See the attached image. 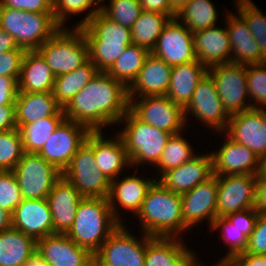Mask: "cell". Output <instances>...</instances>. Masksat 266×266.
Masks as SVG:
<instances>
[{
	"label": "cell",
	"instance_id": "obj_1",
	"mask_svg": "<svg viewBox=\"0 0 266 266\" xmlns=\"http://www.w3.org/2000/svg\"><path fill=\"white\" fill-rule=\"evenodd\" d=\"M128 88L106 72H99L63 108L65 118L90 132L119 124L129 110Z\"/></svg>",
	"mask_w": 266,
	"mask_h": 266
},
{
	"label": "cell",
	"instance_id": "obj_2",
	"mask_svg": "<svg viewBox=\"0 0 266 266\" xmlns=\"http://www.w3.org/2000/svg\"><path fill=\"white\" fill-rule=\"evenodd\" d=\"M135 217L139 218L142 233L149 236L180 237L189 229L182 217L181 194L164 188L157 180Z\"/></svg>",
	"mask_w": 266,
	"mask_h": 266
},
{
	"label": "cell",
	"instance_id": "obj_3",
	"mask_svg": "<svg viewBox=\"0 0 266 266\" xmlns=\"http://www.w3.org/2000/svg\"><path fill=\"white\" fill-rule=\"evenodd\" d=\"M119 225L107 198L83 197L66 235L78 246L95 255Z\"/></svg>",
	"mask_w": 266,
	"mask_h": 266
},
{
	"label": "cell",
	"instance_id": "obj_4",
	"mask_svg": "<svg viewBox=\"0 0 266 266\" xmlns=\"http://www.w3.org/2000/svg\"><path fill=\"white\" fill-rule=\"evenodd\" d=\"M119 123H124V127L117 134L124 142L131 166L151 164L155 167L171 134L141 121L130 110Z\"/></svg>",
	"mask_w": 266,
	"mask_h": 266
},
{
	"label": "cell",
	"instance_id": "obj_5",
	"mask_svg": "<svg viewBox=\"0 0 266 266\" xmlns=\"http://www.w3.org/2000/svg\"><path fill=\"white\" fill-rule=\"evenodd\" d=\"M0 28L12 36L19 48L37 50L59 28L53 13H36L0 7Z\"/></svg>",
	"mask_w": 266,
	"mask_h": 266
},
{
	"label": "cell",
	"instance_id": "obj_6",
	"mask_svg": "<svg viewBox=\"0 0 266 266\" xmlns=\"http://www.w3.org/2000/svg\"><path fill=\"white\" fill-rule=\"evenodd\" d=\"M37 51L55 77L70 73L89 60L87 40L80 27H60Z\"/></svg>",
	"mask_w": 266,
	"mask_h": 266
},
{
	"label": "cell",
	"instance_id": "obj_7",
	"mask_svg": "<svg viewBox=\"0 0 266 266\" xmlns=\"http://www.w3.org/2000/svg\"><path fill=\"white\" fill-rule=\"evenodd\" d=\"M95 162L93 132H90L62 172V177L68 180L83 197L107 198L111 181L99 171Z\"/></svg>",
	"mask_w": 266,
	"mask_h": 266
},
{
	"label": "cell",
	"instance_id": "obj_8",
	"mask_svg": "<svg viewBox=\"0 0 266 266\" xmlns=\"http://www.w3.org/2000/svg\"><path fill=\"white\" fill-rule=\"evenodd\" d=\"M126 226L120 224L103 242L94 255V266H144L146 243L152 236L142 233L139 240Z\"/></svg>",
	"mask_w": 266,
	"mask_h": 266
},
{
	"label": "cell",
	"instance_id": "obj_9",
	"mask_svg": "<svg viewBox=\"0 0 266 266\" xmlns=\"http://www.w3.org/2000/svg\"><path fill=\"white\" fill-rule=\"evenodd\" d=\"M23 199H44L62 177L54 165L35 153H24L12 170Z\"/></svg>",
	"mask_w": 266,
	"mask_h": 266
},
{
	"label": "cell",
	"instance_id": "obj_10",
	"mask_svg": "<svg viewBox=\"0 0 266 266\" xmlns=\"http://www.w3.org/2000/svg\"><path fill=\"white\" fill-rule=\"evenodd\" d=\"M207 73L213 78L223 107L229 115L252 108L247 89V65L217 64L209 67Z\"/></svg>",
	"mask_w": 266,
	"mask_h": 266
},
{
	"label": "cell",
	"instance_id": "obj_11",
	"mask_svg": "<svg viewBox=\"0 0 266 266\" xmlns=\"http://www.w3.org/2000/svg\"><path fill=\"white\" fill-rule=\"evenodd\" d=\"M129 101V110L138 119L157 129L172 135L186 128L184 109L166 95L129 98Z\"/></svg>",
	"mask_w": 266,
	"mask_h": 266
},
{
	"label": "cell",
	"instance_id": "obj_12",
	"mask_svg": "<svg viewBox=\"0 0 266 266\" xmlns=\"http://www.w3.org/2000/svg\"><path fill=\"white\" fill-rule=\"evenodd\" d=\"M184 113L186 125L188 118L194 116L201 124L213 129L214 133L222 134L226 130L230 115L224 109L213 78L208 73L197 84Z\"/></svg>",
	"mask_w": 266,
	"mask_h": 266
},
{
	"label": "cell",
	"instance_id": "obj_13",
	"mask_svg": "<svg viewBox=\"0 0 266 266\" xmlns=\"http://www.w3.org/2000/svg\"><path fill=\"white\" fill-rule=\"evenodd\" d=\"M89 133L85 126L65 118L37 154L63 172Z\"/></svg>",
	"mask_w": 266,
	"mask_h": 266
},
{
	"label": "cell",
	"instance_id": "obj_14",
	"mask_svg": "<svg viewBox=\"0 0 266 266\" xmlns=\"http://www.w3.org/2000/svg\"><path fill=\"white\" fill-rule=\"evenodd\" d=\"M217 217L255 208L256 175H222L216 176Z\"/></svg>",
	"mask_w": 266,
	"mask_h": 266
},
{
	"label": "cell",
	"instance_id": "obj_15",
	"mask_svg": "<svg viewBox=\"0 0 266 266\" xmlns=\"http://www.w3.org/2000/svg\"><path fill=\"white\" fill-rule=\"evenodd\" d=\"M224 133L261 159L266 154V109L251 108L230 115Z\"/></svg>",
	"mask_w": 266,
	"mask_h": 266
},
{
	"label": "cell",
	"instance_id": "obj_16",
	"mask_svg": "<svg viewBox=\"0 0 266 266\" xmlns=\"http://www.w3.org/2000/svg\"><path fill=\"white\" fill-rule=\"evenodd\" d=\"M151 54L171 67L197 60L193 33L176 17L171 18L158 37Z\"/></svg>",
	"mask_w": 266,
	"mask_h": 266
},
{
	"label": "cell",
	"instance_id": "obj_17",
	"mask_svg": "<svg viewBox=\"0 0 266 266\" xmlns=\"http://www.w3.org/2000/svg\"><path fill=\"white\" fill-rule=\"evenodd\" d=\"M258 213L255 208H251L214 219L209 229L221 231V240L229 247L221 261L230 262L235 256L246 252L248 238L255 228Z\"/></svg>",
	"mask_w": 266,
	"mask_h": 266
},
{
	"label": "cell",
	"instance_id": "obj_18",
	"mask_svg": "<svg viewBox=\"0 0 266 266\" xmlns=\"http://www.w3.org/2000/svg\"><path fill=\"white\" fill-rule=\"evenodd\" d=\"M218 180L215 175L207 181L181 194L184 224L192 230L197 224L207 221L209 228L217 217ZM206 219V220H205Z\"/></svg>",
	"mask_w": 266,
	"mask_h": 266
},
{
	"label": "cell",
	"instance_id": "obj_19",
	"mask_svg": "<svg viewBox=\"0 0 266 266\" xmlns=\"http://www.w3.org/2000/svg\"><path fill=\"white\" fill-rule=\"evenodd\" d=\"M213 176L211 152L198 154L184 164L163 172L156 180L168 190L183 194Z\"/></svg>",
	"mask_w": 266,
	"mask_h": 266
},
{
	"label": "cell",
	"instance_id": "obj_20",
	"mask_svg": "<svg viewBox=\"0 0 266 266\" xmlns=\"http://www.w3.org/2000/svg\"><path fill=\"white\" fill-rule=\"evenodd\" d=\"M138 168L134 169L133 175L124 176L121 180L118 178L111 181L110 191L107 197L113 216L120 223L124 224L119 213V209L129 210L134 216L139 212L142 202L146 197L147 191L156 181V178H140ZM118 206L120 208H118ZM118 208V209H117ZM123 222V223H122Z\"/></svg>",
	"mask_w": 266,
	"mask_h": 266
},
{
	"label": "cell",
	"instance_id": "obj_21",
	"mask_svg": "<svg viewBox=\"0 0 266 266\" xmlns=\"http://www.w3.org/2000/svg\"><path fill=\"white\" fill-rule=\"evenodd\" d=\"M36 251L53 266H94V255L66 234L55 233L37 240Z\"/></svg>",
	"mask_w": 266,
	"mask_h": 266
},
{
	"label": "cell",
	"instance_id": "obj_22",
	"mask_svg": "<svg viewBox=\"0 0 266 266\" xmlns=\"http://www.w3.org/2000/svg\"><path fill=\"white\" fill-rule=\"evenodd\" d=\"M224 144L213 156V175H240L259 172L260 159L245 145L234 142L224 132ZM227 137V138H226Z\"/></svg>",
	"mask_w": 266,
	"mask_h": 266
},
{
	"label": "cell",
	"instance_id": "obj_23",
	"mask_svg": "<svg viewBox=\"0 0 266 266\" xmlns=\"http://www.w3.org/2000/svg\"><path fill=\"white\" fill-rule=\"evenodd\" d=\"M12 227L36 241L55 234L47 199H23L12 213Z\"/></svg>",
	"mask_w": 266,
	"mask_h": 266
},
{
	"label": "cell",
	"instance_id": "obj_24",
	"mask_svg": "<svg viewBox=\"0 0 266 266\" xmlns=\"http://www.w3.org/2000/svg\"><path fill=\"white\" fill-rule=\"evenodd\" d=\"M193 43L197 60L207 68L231 63L232 48L226 25L193 32Z\"/></svg>",
	"mask_w": 266,
	"mask_h": 266
},
{
	"label": "cell",
	"instance_id": "obj_25",
	"mask_svg": "<svg viewBox=\"0 0 266 266\" xmlns=\"http://www.w3.org/2000/svg\"><path fill=\"white\" fill-rule=\"evenodd\" d=\"M46 199L52 213L54 233L66 234L73 224L83 196L68 180L61 177Z\"/></svg>",
	"mask_w": 266,
	"mask_h": 266
},
{
	"label": "cell",
	"instance_id": "obj_26",
	"mask_svg": "<svg viewBox=\"0 0 266 266\" xmlns=\"http://www.w3.org/2000/svg\"><path fill=\"white\" fill-rule=\"evenodd\" d=\"M236 14L231 11L225 13V24L232 48L231 63L241 65L266 63L247 23L239 14Z\"/></svg>",
	"mask_w": 266,
	"mask_h": 266
},
{
	"label": "cell",
	"instance_id": "obj_27",
	"mask_svg": "<svg viewBox=\"0 0 266 266\" xmlns=\"http://www.w3.org/2000/svg\"><path fill=\"white\" fill-rule=\"evenodd\" d=\"M103 131L93 132V153L96 165L110 181L119 178L124 168L131 166L122 138H106Z\"/></svg>",
	"mask_w": 266,
	"mask_h": 266
},
{
	"label": "cell",
	"instance_id": "obj_28",
	"mask_svg": "<svg viewBox=\"0 0 266 266\" xmlns=\"http://www.w3.org/2000/svg\"><path fill=\"white\" fill-rule=\"evenodd\" d=\"M172 68L153 54L145 59L138 77L128 88L129 98L166 95L170 85Z\"/></svg>",
	"mask_w": 266,
	"mask_h": 266
},
{
	"label": "cell",
	"instance_id": "obj_29",
	"mask_svg": "<svg viewBox=\"0 0 266 266\" xmlns=\"http://www.w3.org/2000/svg\"><path fill=\"white\" fill-rule=\"evenodd\" d=\"M16 125L21 126L45 117H65L53 92H18L15 101Z\"/></svg>",
	"mask_w": 266,
	"mask_h": 266
},
{
	"label": "cell",
	"instance_id": "obj_30",
	"mask_svg": "<svg viewBox=\"0 0 266 266\" xmlns=\"http://www.w3.org/2000/svg\"><path fill=\"white\" fill-rule=\"evenodd\" d=\"M55 75L37 50L26 51L18 79V92H52Z\"/></svg>",
	"mask_w": 266,
	"mask_h": 266
},
{
	"label": "cell",
	"instance_id": "obj_31",
	"mask_svg": "<svg viewBox=\"0 0 266 266\" xmlns=\"http://www.w3.org/2000/svg\"><path fill=\"white\" fill-rule=\"evenodd\" d=\"M207 72L208 68L198 60L174 66L166 96L185 109L192 99L197 84Z\"/></svg>",
	"mask_w": 266,
	"mask_h": 266
},
{
	"label": "cell",
	"instance_id": "obj_32",
	"mask_svg": "<svg viewBox=\"0 0 266 266\" xmlns=\"http://www.w3.org/2000/svg\"><path fill=\"white\" fill-rule=\"evenodd\" d=\"M87 44L132 45L131 29L116 23L101 12L80 27Z\"/></svg>",
	"mask_w": 266,
	"mask_h": 266
},
{
	"label": "cell",
	"instance_id": "obj_33",
	"mask_svg": "<svg viewBox=\"0 0 266 266\" xmlns=\"http://www.w3.org/2000/svg\"><path fill=\"white\" fill-rule=\"evenodd\" d=\"M36 249L37 241L18 229L0 232V266H23Z\"/></svg>",
	"mask_w": 266,
	"mask_h": 266
},
{
	"label": "cell",
	"instance_id": "obj_34",
	"mask_svg": "<svg viewBox=\"0 0 266 266\" xmlns=\"http://www.w3.org/2000/svg\"><path fill=\"white\" fill-rule=\"evenodd\" d=\"M98 73L96 65L89 59L74 71L55 77L52 92L56 102L64 108Z\"/></svg>",
	"mask_w": 266,
	"mask_h": 266
},
{
	"label": "cell",
	"instance_id": "obj_35",
	"mask_svg": "<svg viewBox=\"0 0 266 266\" xmlns=\"http://www.w3.org/2000/svg\"><path fill=\"white\" fill-rule=\"evenodd\" d=\"M180 237L152 236L146 243L144 266H174L189 250Z\"/></svg>",
	"mask_w": 266,
	"mask_h": 266
},
{
	"label": "cell",
	"instance_id": "obj_36",
	"mask_svg": "<svg viewBox=\"0 0 266 266\" xmlns=\"http://www.w3.org/2000/svg\"><path fill=\"white\" fill-rule=\"evenodd\" d=\"M175 16L176 14H161L142 10L131 28L133 45L152 52L164 27Z\"/></svg>",
	"mask_w": 266,
	"mask_h": 266
},
{
	"label": "cell",
	"instance_id": "obj_37",
	"mask_svg": "<svg viewBox=\"0 0 266 266\" xmlns=\"http://www.w3.org/2000/svg\"><path fill=\"white\" fill-rule=\"evenodd\" d=\"M150 53L147 49L132 44L116 59L106 73L129 88L138 77Z\"/></svg>",
	"mask_w": 266,
	"mask_h": 266
},
{
	"label": "cell",
	"instance_id": "obj_38",
	"mask_svg": "<svg viewBox=\"0 0 266 266\" xmlns=\"http://www.w3.org/2000/svg\"><path fill=\"white\" fill-rule=\"evenodd\" d=\"M217 14L211 0H189L175 17L193 33L217 26Z\"/></svg>",
	"mask_w": 266,
	"mask_h": 266
},
{
	"label": "cell",
	"instance_id": "obj_39",
	"mask_svg": "<svg viewBox=\"0 0 266 266\" xmlns=\"http://www.w3.org/2000/svg\"><path fill=\"white\" fill-rule=\"evenodd\" d=\"M65 117H45L19 128L25 153L37 154Z\"/></svg>",
	"mask_w": 266,
	"mask_h": 266
},
{
	"label": "cell",
	"instance_id": "obj_40",
	"mask_svg": "<svg viewBox=\"0 0 266 266\" xmlns=\"http://www.w3.org/2000/svg\"><path fill=\"white\" fill-rule=\"evenodd\" d=\"M183 132H179L176 134H172L167 140L166 146L161 153L159 162L155 165L159 170L158 174H162L163 172L178 167L188 160L192 159L197 155L193 151V146H191L190 142L182 137Z\"/></svg>",
	"mask_w": 266,
	"mask_h": 266
},
{
	"label": "cell",
	"instance_id": "obj_41",
	"mask_svg": "<svg viewBox=\"0 0 266 266\" xmlns=\"http://www.w3.org/2000/svg\"><path fill=\"white\" fill-rule=\"evenodd\" d=\"M103 1L105 2V0H54L53 1L54 19L60 27H66L65 24L67 23L65 22H68L67 20H70L69 15L71 16L78 15L89 9L87 15H85L84 18L78 21V23L74 26V27H82L96 13L101 11L100 3H102Z\"/></svg>",
	"mask_w": 266,
	"mask_h": 266
},
{
	"label": "cell",
	"instance_id": "obj_42",
	"mask_svg": "<svg viewBox=\"0 0 266 266\" xmlns=\"http://www.w3.org/2000/svg\"><path fill=\"white\" fill-rule=\"evenodd\" d=\"M236 13L247 23L257 41L261 56L266 60V15L252 0H235Z\"/></svg>",
	"mask_w": 266,
	"mask_h": 266
},
{
	"label": "cell",
	"instance_id": "obj_43",
	"mask_svg": "<svg viewBox=\"0 0 266 266\" xmlns=\"http://www.w3.org/2000/svg\"><path fill=\"white\" fill-rule=\"evenodd\" d=\"M24 153L18 128L0 132V171H12Z\"/></svg>",
	"mask_w": 266,
	"mask_h": 266
},
{
	"label": "cell",
	"instance_id": "obj_44",
	"mask_svg": "<svg viewBox=\"0 0 266 266\" xmlns=\"http://www.w3.org/2000/svg\"><path fill=\"white\" fill-rule=\"evenodd\" d=\"M108 5L101 4V13L110 20L129 29L139 18L142 11L139 0H108Z\"/></svg>",
	"mask_w": 266,
	"mask_h": 266
},
{
	"label": "cell",
	"instance_id": "obj_45",
	"mask_svg": "<svg viewBox=\"0 0 266 266\" xmlns=\"http://www.w3.org/2000/svg\"><path fill=\"white\" fill-rule=\"evenodd\" d=\"M247 89L251 107L266 109V63L247 65Z\"/></svg>",
	"mask_w": 266,
	"mask_h": 266
},
{
	"label": "cell",
	"instance_id": "obj_46",
	"mask_svg": "<svg viewBox=\"0 0 266 266\" xmlns=\"http://www.w3.org/2000/svg\"><path fill=\"white\" fill-rule=\"evenodd\" d=\"M23 198L12 171H0V207L11 215Z\"/></svg>",
	"mask_w": 266,
	"mask_h": 266
},
{
	"label": "cell",
	"instance_id": "obj_47",
	"mask_svg": "<svg viewBox=\"0 0 266 266\" xmlns=\"http://www.w3.org/2000/svg\"><path fill=\"white\" fill-rule=\"evenodd\" d=\"M130 45L88 44L89 59L99 72H106Z\"/></svg>",
	"mask_w": 266,
	"mask_h": 266
},
{
	"label": "cell",
	"instance_id": "obj_48",
	"mask_svg": "<svg viewBox=\"0 0 266 266\" xmlns=\"http://www.w3.org/2000/svg\"><path fill=\"white\" fill-rule=\"evenodd\" d=\"M245 253L266 254V212H259Z\"/></svg>",
	"mask_w": 266,
	"mask_h": 266
},
{
	"label": "cell",
	"instance_id": "obj_49",
	"mask_svg": "<svg viewBox=\"0 0 266 266\" xmlns=\"http://www.w3.org/2000/svg\"><path fill=\"white\" fill-rule=\"evenodd\" d=\"M25 50H10L0 54V76L13 77L17 82Z\"/></svg>",
	"mask_w": 266,
	"mask_h": 266
},
{
	"label": "cell",
	"instance_id": "obj_50",
	"mask_svg": "<svg viewBox=\"0 0 266 266\" xmlns=\"http://www.w3.org/2000/svg\"><path fill=\"white\" fill-rule=\"evenodd\" d=\"M54 0H0V7H10L17 10L53 13Z\"/></svg>",
	"mask_w": 266,
	"mask_h": 266
},
{
	"label": "cell",
	"instance_id": "obj_51",
	"mask_svg": "<svg viewBox=\"0 0 266 266\" xmlns=\"http://www.w3.org/2000/svg\"><path fill=\"white\" fill-rule=\"evenodd\" d=\"M18 82L13 77L0 76V106L15 105Z\"/></svg>",
	"mask_w": 266,
	"mask_h": 266
},
{
	"label": "cell",
	"instance_id": "obj_52",
	"mask_svg": "<svg viewBox=\"0 0 266 266\" xmlns=\"http://www.w3.org/2000/svg\"><path fill=\"white\" fill-rule=\"evenodd\" d=\"M228 263L229 266H266V254L242 253Z\"/></svg>",
	"mask_w": 266,
	"mask_h": 266
},
{
	"label": "cell",
	"instance_id": "obj_53",
	"mask_svg": "<svg viewBox=\"0 0 266 266\" xmlns=\"http://www.w3.org/2000/svg\"><path fill=\"white\" fill-rule=\"evenodd\" d=\"M142 10L161 14H176L171 7L170 0H139Z\"/></svg>",
	"mask_w": 266,
	"mask_h": 266
},
{
	"label": "cell",
	"instance_id": "obj_54",
	"mask_svg": "<svg viewBox=\"0 0 266 266\" xmlns=\"http://www.w3.org/2000/svg\"><path fill=\"white\" fill-rule=\"evenodd\" d=\"M17 128L15 105L0 106V132Z\"/></svg>",
	"mask_w": 266,
	"mask_h": 266
},
{
	"label": "cell",
	"instance_id": "obj_55",
	"mask_svg": "<svg viewBox=\"0 0 266 266\" xmlns=\"http://www.w3.org/2000/svg\"><path fill=\"white\" fill-rule=\"evenodd\" d=\"M258 212H266V176H256V202Z\"/></svg>",
	"mask_w": 266,
	"mask_h": 266
},
{
	"label": "cell",
	"instance_id": "obj_56",
	"mask_svg": "<svg viewBox=\"0 0 266 266\" xmlns=\"http://www.w3.org/2000/svg\"><path fill=\"white\" fill-rule=\"evenodd\" d=\"M10 50H24L19 48L12 36H10L5 30L0 28V54L8 52Z\"/></svg>",
	"mask_w": 266,
	"mask_h": 266
},
{
	"label": "cell",
	"instance_id": "obj_57",
	"mask_svg": "<svg viewBox=\"0 0 266 266\" xmlns=\"http://www.w3.org/2000/svg\"><path fill=\"white\" fill-rule=\"evenodd\" d=\"M197 258V254L189 249L174 266H200L202 263Z\"/></svg>",
	"mask_w": 266,
	"mask_h": 266
},
{
	"label": "cell",
	"instance_id": "obj_58",
	"mask_svg": "<svg viewBox=\"0 0 266 266\" xmlns=\"http://www.w3.org/2000/svg\"><path fill=\"white\" fill-rule=\"evenodd\" d=\"M12 227V215L0 207V232Z\"/></svg>",
	"mask_w": 266,
	"mask_h": 266
},
{
	"label": "cell",
	"instance_id": "obj_59",
	"mask_svg": "<svg viewBox=\"0 0 266 266\" xmlns=\"http://www.w3.org/2000/svg\"><path fill=\"white\" fill-rule=\"evenodd\" d=\"M23 266H45V262L41 255L36 251L29 257Z\"/></svg>",
	"mask_w": 266,
	"mask_h": 266
},
{
	"label": "cell",
	"instance_id": "obj_60",
	"mask_svg": "<svg viewBox=\"0 0 266 266\" xmlns=\"http://www.w3.org/2000/svg\"><path fill=\"white\" fill-rule=\"evenodd\" d=\"M189 0H170L171 7L178 12Z\"/></svg>",
	"mask_w": 266,
	"mask_h": 266
},
{
	"label": "cell",
	"instance_id": "obj_61",
	"mask_svg": "<svg viewBox=\"0 0 266 266\" xmlns=\"http://www.w3.org/2000/svg\"><path fill=\"white\" fill-rule=\"evenodd\" d=\"M256 176H266V154L260 159L259 172Z\"/></svg>",
	"mask_w": 266,
	"mask_h": 266
},
{
	"label": "cell",
	"instance_id": "obj_62",
	"mask_svg": "<svg viewBox=\"0 0 266 266\" xmlns=\"http://www.w3.org/2000/svg\"><path fill=\"white\" fill-rule=\"evenodd\" d=\"M200 266H204V264H203V265L201 264ZM214 266H229V263H228V262H225V261H221V260H219V261L217 262V264L215 263Z\"/></svg>",
	"mask_w": 266,
	"mask_h": 266
}]
</instances>
